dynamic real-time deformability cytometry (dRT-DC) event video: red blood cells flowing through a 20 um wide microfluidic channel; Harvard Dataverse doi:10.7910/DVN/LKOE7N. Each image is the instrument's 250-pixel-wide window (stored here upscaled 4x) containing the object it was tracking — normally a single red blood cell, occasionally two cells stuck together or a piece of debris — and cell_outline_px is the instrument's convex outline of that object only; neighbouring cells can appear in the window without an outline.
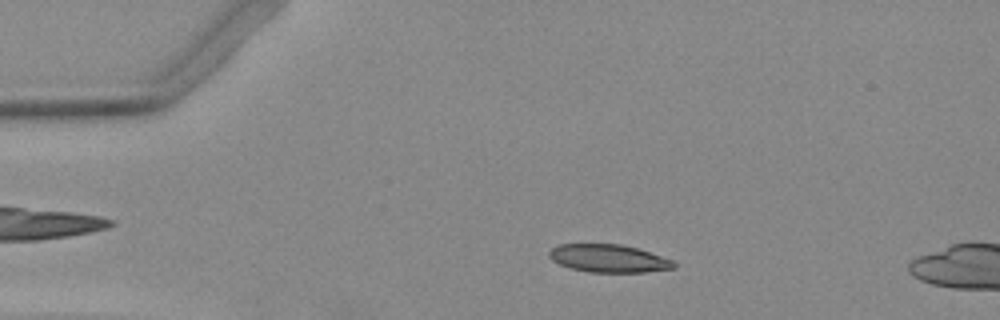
{"species": "Egyptian fruit bat (a non-hibernating species)", "species_latin": "Rousettus aegyptiacus", "temperature_condition": "warm", "stored_images_in_passage": 37, "camera_frame_rate_fps": 3000, "um_per_image_px": 0.085, "animal": {"sex": "female"}, "frame": {"image": 1, "passage_image": 9, "time_ms": 2.667, "image_size_px": [1000, 320], "cell_outline_px": [[676, 268], [644, 272], [588, 272], [572, 268], [560, 264], [552, 260], [548, 256], [548, 252], [552, 248], [560, 244], [620, 244], [636, 248], [672, 260], [676, 264]], "centroid_in_image_um": [51.71, 21.97], "position_along_channel_um": 33.3, "area_um2": 20.06}}
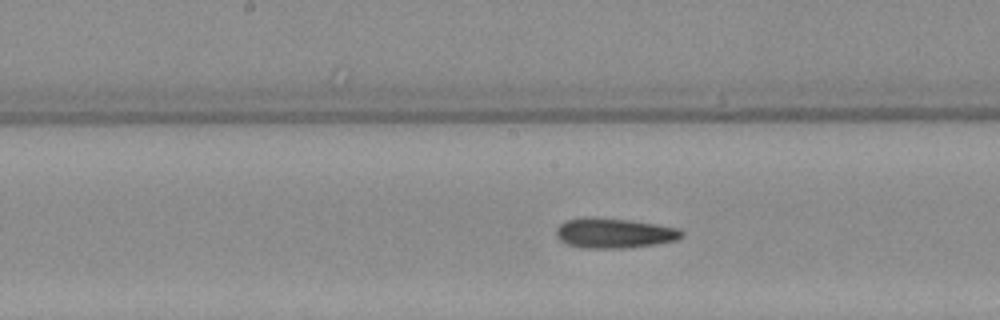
{"frame": {"image": 2, "passage_image": 25, "time_ms": 8.0, "image_size_px": [1000, 320], "cell_outline_px": [[684, 236], [676, 240], [656, 244], [624, 248], [580, 248], [568, 244], [560, 240], [556, 236], [556, 228], [560, 224], [568, 220], [628, 220], [680, 228], [684, 232]], "centroid_in_image_um": [52.27, 19.87], "position_along_channel_um": 195.9, "area_um2": 21.1}}
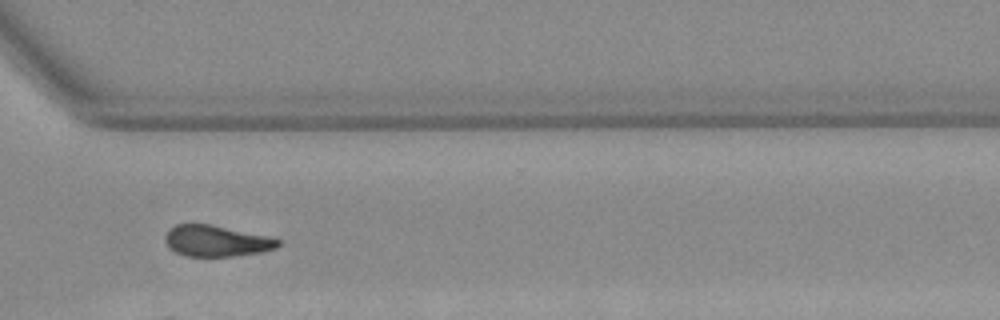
{"frame": {"image": 3, "passage_image": 37, "time_ms": 12.0, "image_size_px": [1000, 320], "cell_outline_px": [[280, 244], [276, 248], [260, 252], [228, 256], [188, 256], [176, 252], [168, 244], [164, 236], [168, 228], [176, 224], [208, 224], [264, 236], [280, 240]], "centroid_in_image_um": [18.34, 20.48], "position_along_channel_um": 352.3, "area_um2": 19.88}}